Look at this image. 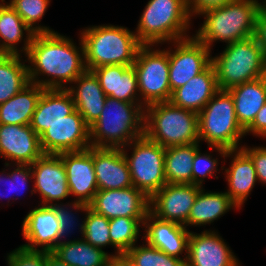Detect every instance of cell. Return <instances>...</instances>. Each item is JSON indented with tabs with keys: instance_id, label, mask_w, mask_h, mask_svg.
<instances>
[{
	"instance_id": "obj_44",
	"label": "cell",
	"mask_w": 266,
	"mask_h": 266,
	"mask_svg": "<svg viewBox=\"0 0 266 266\" xmlns=\"http://www.w3.org/2000/svg\"><path fill=\"white\" fill-rule=\"evenodd\" d=\"M254 37L266 55V6L262 5L256 17Z\"/></svg>"
},
{
	"instance_id": "obj_38",
	"label": "cell",
	"mask_w": 266,
	"mask_h": 266,
	"mask_svg": "<svg viewBox=\"0 0 266 266\" xmlns=\"http://www.w3.org/2000/svg\"><path fill=\"white\" fill-rule=\"evenodd\" d=\"M53 206L56 208L58 222L61 226V240L65 241V239L63 238H65V236L68 237L69 234L71 235V233H73V230H75V228L77 227H79L78 229H80L79 231H80V234L82 235L81 236L82 238L83 232H84V220L81 221V223H78L79 220L75 214H77L78 211L79 212L81 211L85 214L87 209L89 208V205L82 203V202L72 201V202H68L65 205L61 202ZM73 210L75 211L77 210V211L74 213Z\"/></svg>"
},
{
	"instance_id": "obj_43",
	"label": "cell",
	"mask_w": 266,
	"mask_h": 266,
	"mask_svg": "<svg viewBox=\"0 0 266 266\" xmlns=\"http://www.w3.org/2000/svg\"><path fill=\"white\" fill-rule=\"evenodd\" d=\"M233 0H185V4L191 17L200 16L203 12L219 8Z\"/></svg>"
},
{
	"instance_id": "obj_6",
	"label": "cell",
	"mask_w": 266,
	"mask_h": 266,
	"mask_svg": "<svg viewBox=\"0 0 266 266\" xmlns=\"http://www.w3.org/2000/svg\"><path fill=\"white\" fill-rule=\"evenodd\" d=\"M199 139L225 159L228 150L241 149L245 130L238 123L233 97L228 90H218L198 113Z\"/></svg>"
},
{
	"instance_id": "obj_39",
	"label": "cell",
	"mask_w": 266,
	"mask_h": 266,
	"mask_svg": "<svg viewBox=\"0 0 266 266\" xmlns=\"http://www.w3.org/2000/svg\"><path fill=\"white\" fill-rule=\"evenodd\" d=\"M12 166H13L12 168L14 169V170H12V172H11V169H10L9 172H6V173H5L6 170H4V169H3V171H1L2 174H0V183L3 182L5 184H0V185L9 186L10 187L9 190L10 191L12 190L13 193L18 195L22 191V189L23 190L24 189H26V190L29 189L28 188L29 187L28 186V182H32V181H30V180L33 179L32 171H31V164H21V165L20 164H16V165L12 164ZM15 166H16V168H15ZM3 194L4 193H0V200L3 198V196L6 195V194H4V195ZM1 195H2V197H1ZM11 196H10V198H11ZM6 197H7L8 203H9V201L11 199L8 198V196H6Z\"/></svg>"
},
{
	"instance_id": "obj_13",
	"label": "cell",
	"mask_w": 266,
	"mask_h": 266,
	"mask_svg": "<svg viewBox=\"0 0 266 266\" xmlns=\"http://www.w3.org/2000/svg\"><path fill=\"white\" fill-rule=\"evenodd\" d=\"M33 189L31 195L38 192L41 205H55L70 196L64 163L59 155L43 154L31 164Z\"/></svg>"
},
{
	"instance_id": "obj_47",
	"label": "cell",
	"mask_w": 266,
	"mask_h": 266,
	"mask_svg": "<svg viewBox=\"0 0 266 266\" xmlns=\"http://www.w3.org/2000/svg\"><path fill=\"white\" fill-rule=\"evenodd\" d=\"M105 266H126V259L123 256L112 257Z\"/></svg>"
},
{
	"instance_id": "obj_24",
	"label": "cell",
	"mask_w": 266,
	"mask_h": 266,
	"mask_svg": "<svg viewBox=\"0 0 266 266\" xmlns=\"http://www.w3.org/2000/svg\"><path fill=\"white\" fill-rule=\"evenodd\" d=\"M107 97L124 102L140 103L137 74L134 66L104 65L92 70Z\"/></svg>"
},
{
	"instance_id": "obj_7",
	"label": "cell",
	"mask_w": 266,
	"mask_h": 266,
	"mask_svg": "<svg viewBox=\"0 0 266 266\" xmlns=\"http://www.w3.org/2000/svg\"><path fill=\"white\" fill-rule=\"evenodd\" d=\"M144 134L164 148L200 142L198 113L170 101L145 107Z\"/></svg>"
},
{
	"instance_id": "obj_32",
	"label": "cell",
	"mask_w": 266,
	"mask_h": 266,
	"mask_svg": "<svg viewBox=\"0 0 266 266\" xmlns=\"http://www.w3.org/2000/svg\"><path fill=\"white\" fill-rule=\"evenodd\" d=\"M200 142L172 146L165 150L164 171L169 184H192V167Z\"/></svg>"
},
{
	"instance_id": "obj_36",
	"label": "cell",
	"mask_w": 266,
	"mask_h": 266,
	"mask_svg": "<svg viewBox=\"0 0 266 266\" xmlns=\"http://www.w3.org/2000/svg\"><path fill=\"white\" fill-rule=\"evenodd\" d=\"M51 0H10L9 4L22 18L33 33L55 32L47 26L38 24L41 22Z\"/></svg>"
},
{
	"instance_id": "obj_5",
	"label": "cell",
	"mask_w": 266,
	"mask_h": 266,
	"mask_svg": "<svg viewBox=\"0 0 266 266\" xmlns=\"http://www.w3.org/2000/svg\"><path fill=\"white\" fill-rule=\"evenodd\" d=\"M191 19L185 0H149L134 32L142 45H169L191 37Z\"/></svg>"
},
{
	"instance_id": "obj_34",
	"label": "cell",
	"mask_w": 266,
	"mask_h": 266,
	"mask_svg": "<svg viewBox=\"0 0 266 266\" xmlns=\"http://www.w3.org/2000/svg\"><path fill=\"white\" fill-rule=\"evenodd\" d=\"M145 218L118 217L109 220L111 244L116 249L113 257L123 256L130 248L136 245L140 227H143Z\"/></svg>"
},
{
	"instance_id": "obj_27",
	"label": "cell",
	"mask_w": 266,
	"mask_h": 266,
	"mask_svg": "<svg viewBox=\"0 0 266 266\" xmlns=\"http://www.w3.org/2000/svg\"><path fill=\"white\" fill-rule=\"evenodd\" d=\"M34 34L8 2L0 4V54L26 55ZM21 41L24 43L19 50Z\"/></svg>"
},
{
	"instance_id": "obj_16",
	"label": "cell",
	"mask_w": 266,
	"mask_h": 266,
	"mask_svg": "<svg viewBox=\"0 0 266 266\" xmlns=\"http://www.w3.org/2000/svg\"><path fill=\"white\" fill-rule=\"evenodd\" d=\"M201 188L193 184L167 183L150 198L149 211L161 220L185 225Z\"/></svg>"
},
{
	"instance_id": "obj_37",
	"label": "cell",
	"mask_w": 266,
	"mask_h": 266,
	"mask_svg": "<svg viewBox=\"0 0 266 266\" xmlns=\"http://www.w3.org/2000/svg\"><path fill=\"white\" fill-rule=\"evenodd\" d=\"M84 217L83 239L100 249H104L108 245L114 247L109 236V219L90 208L87 209Z\"/></svg>"
},
{
	"instance_id": "obj_20",
	"label": "cell",
	"mask_w": 266,
	"mask_h": 266,
	"mask_svg": "<svg viewBox=\"0 0 266 266\" xmlns=\"http://www.w3.org/2000/svg\"><path fill=\"white\" fill-rule=\"evenodd\" d=\"M142 229L145 232L143 239L148 245L170 256L180 258L179 255H182L183 251L187 256L188 237L191 232L189 228L173 221L161 220L149 211Z\"/></svg>"
},
{
	"instance_id": "obj_8",
	"label": "cell",
	"mask_w": 266,
	"mask_h": 266,
	"mask_svg": "<svg viewBox=\"0 0 266 266\" xmlns=\"http://www.w3.org/2000/svg\"><path fill=\"white\" fill-rule=\"evenodd\" d=\"M264 56L255 37L226 44L212 65L220 90H229L264 76Z\"/></svg>"
},
{
	"instance_id": "obj_48",
	"label": "cell",
	"mask_w": 266,
	"mask_h": 266,
	"mask_svg": "<svg viewBox=\"0 0 266 266\" xmlns=\"http://www.w3.org/2000/svg\"><path fill=\"white\" fill-rule=\"evenodd\" d=\"M264 56V60H265V62H264V78L266 79V55H263Z\"/></svg>"
},
{
	"instance_id": "obj_40",
	"label": "cell",
	"mask_w": 266,
	"mask_h": 266,
	"mask_svg": "<svg viewBox=\"0 0 266 266\" xmlns=\"http://www.w3.org/2000/svg\"><path fill=\"white\" fill-rule=\"evenodd\" d=\"M192 167V184L203 188L206 177H213L218 170V158H213L211 153H201L200 149L195 153Z\"/></svg>"
},
{
	"instance_id": "obj_12",
	"label": "cell",
	"mask_w": 266,
	"mask_h": 266,
	"mask_svg": "<svg viewBox=\"0 0 266 266\" xmlns=\"http://www.w3.org/2000/svg\"><path fill=\"white\" fill-rule=\"evenodd\" d=\"M44 154L82 151L91 146L90 127L75 109L70 115L52 124L40 136Z\"/></svg>"
},
{
	"instance_id": "obj_49",
	"label": "cell",
	"mask_w": 266,
	"mask_h": 266,
	"mask_svg": "<svg viewBox=\"0 0 266 266\" xmlns=\"http://www.w3.org/2000/svg\"><path fill=\"white\" fill-rule=\"evenodd\" d=\"M126 266H132V265L126 260Z\"/></svg>"
},
{
	"instance_id": "obj_1",
	"label": "cell",
	"mask_w": 266,
	"mask_h": 266,
	"mask_svg": "<svg viewBox=\"0 0 266 266\" xmlns=\"http://www.w3.org/2000/svg\"><path fill=\"white\" fill-rule=\"evenodd\" d=\"M75 44L72 38L57 31L35 33L25 55L26 62L31 64L27 65L30 82L45 89H66V84L70 86L87 70L81 37L80 47Z\"/></svg>"
},
{
	"instance_id": "obj_25",
	"label": "cell",
	"mask_w": 266,
	"mask_h": 266,
	"mask_svg": "<svg viewBox=\"0 0 266 266\" xmlns=\"http://www.w3.org/2000/svg\"><path fill=\"white\" fill-rule=\"evenodd\" d=\"M75 109L73 98L67 89H44L32 115L30 127L40 136Z\"/></svg>"
},
{
	"instance_id": "obj_2",
	"label": "cell",
	"mask_w": 266,
	"mask_h": 266,
	"mask_svg": "<svg viewBox=\"0 0 266 266\" xmlns=\"http://www.w3.org/2000/svg\"><path fill=\"white\" fill-rule=\"evenodd\" d=\"M263 2L258 0H233L226 5L207 10L198 31L193 35L210 50L217 41L226 44L254 36L256 17Z\"/></svg>"
},
{
	"instance_id": "obj_33",
	"label": "cell",
	"mask_w": 266,
	"mask_h": 266,
	"mask_svg": "<svg viewBox=\"0 0 266 266\" xmlns=\"http://www.w3.org/2000/svg\"><path fill=\"white\" fill-rule=\"evenodd\" d=\"M21 58V55L0 54V104L30 83L26 59Z\"/></svg>"
},
{
	"instance_id": "obj_29",
	"label": "cell",
	"mask_w": 266,
	"mask_h": 266,
	"mask_svg": "<svg viewBox=\"0 0 266 266\" xmlns=\"http://www.w3.org/2000/svg\"><path fill=\"white\" fill-rule=\"evenodd\" d=\"M201 188L190 210L186 228L205 226L221 218L229 210L238 209L225 192L207 191Z\"/></svg>"
},
{
	"instance_id": "obj_26",
	"label": "cell",
	"mask_w": 266,
	"mask_h": 266,
	"mask_svg": "<svg viewBox=\"0 0 266 266\" xmlns=\"http://www.w3.org/2000/svg\"><path fill=\"white\" fill-rule=\"evenodd\" d=\"M219 90L216 73L211 64L172 92L170 102L178 107L199 113Z\"/></svg>"
},
{
	"instance_id": "obj_42",
	"label": "cell",
	"mask_w": 266,
	"mask_h": 266,
	"mask_svg": "<svg viewBox=\"0 0 266 266\" xmlns=\"http://www.w3.org/2000/svg\"><path fill=\"white\" fill-rule=\"evenodd\" d=\"M241 149L251 158L254 163L258 182L266 184V147H247L241 145Z\"/></svg>"
},
{
	"instance_id": "obj_10",
	"label": "cell",
	"mask_w": 266,
	"mask_h": 266,
	"mask_svg": "<svg viewBox=\"0 0 266 266\" xmlns=\"http://www.w3.org/2000/svg\"><path fill=\"white\" fill-rule=\"evenodd\" d=\"M158 45H141L133 66L137 74L140 104L167 102L171 98L169 84V50L155 49Z\"/></svg>"
},
{
	"instance_id": "obj_30",
	"label": "cell",
	"mask_w": 266,
	"mask_h": 266,
	"mask_svg": "<svg viewBox=\"0 0 266 266\" xmlns=\"http://www.w3.org/2000/svg\"><path fill=\"white\" fill-rule=\"evenodd\" d=\"M44 89L30 82L15 96L0 104V124L30 125L32 115Z\"/></svg>"
},
{
	"instance_id": "obj_22",
	"label": "cell",
	"mask_w": 266,
	"mask_h": 266,
	"mask_svg": "<svg viewBox=\"0 0 266 266\" xmlns=\"http://www.w3.org/2000/svg\"><path fill=\"white\" fill-rule=\"evenodd\" d=\"M224 157L232 158L229 168L221 167L225 170V179L229 188L226 194L239 210L258 181L254 163L242 149L228 150Z\"/></svg>"
},
{
	"instance_id": "obj_41",
	"label": "cell",
	"mask_w": 266,
	"mask_h": 266,
	"mask_svg": "<svg viewBox=\"0 0 266 266\" xmlns=\"http://www.w3.org/2000/svg\"><path fill=\"white\" fill-rule=\"evenodd\" d=\"M7 254L8 266H46V251L28 250L19 246Z\"/></svg>"
},
{
	"instance_id": "obj_21",
	"label": "cell",
	"mask_w": 266,
	"mask_h": 266,
	"mask_svg": "<svg viewBox=\"0 0 266 266\" xmlns=\"http://www.w3.org/2000/svg\"><path fill=\"white\" fill-rule=\"evenodd\" d=\"M93 164L98 190L133 186L128 163L121 148L93 147Z\"/></svg>"
},
{
	"instance_id": "obj_17",
	"label": "cell",
	"mask_w": 266,
	"mask_h": 266,
	"mask_svg": "<svg viewBox=\"0 0 266 266\" xmlns=\"http://www.w3.org/2000/svg\"><path fill=\"white\" fill-rule=\"evenodd\" d=\"M186 266H241L239 259L215 230L190 232Z\"/></svg>"
},
{
	"instance_id": "obj_28",
	"label": "cell",
	"mask_w": 266,
	"mask_h": 266,
	"mask_svg": "<svg viewBox=\"0 0 266 266\" xmlns=\"http://www.w3.org/2000/svg\"><path fill=\"white\" fill-rule=\"evenodd\" d=\"M228 91L233 97L237 121L245 130L266 103V79L244 82Z\"/></svg>"
},
{
	"instance_id": "obj_11",
	"label": "cell",
	"mask_w": 266,
	"mask_h": 266,
	"mask_svg": "<svg viewBox=\"0 0 266 266\" xmlns=\"http://www.w3.org/2000/svg\"><path fill=\"white\" fill-rule=\"evenodd\" d=\"M171 45L174 46V50L171 47L168 49L169 84L172 93L212 64V52L193 35L186 39L173 41Z\"/></svg>"
},
{
	"instance_id": "obj_35",
	"label": "cell",
	"mask_w": 266,
	"mask_h": 266,
	"mask_svg": "<svg viewBox=\"0 0 266 266\" xmlns=\"http://www.w3.org/2000/svg\"><path fill=\"white\" fill-rule=\"evenodd\" d=\"M123 257L132 266H186L187 256L178 258L164 253L158 248L145 245H135Z\"/></svg>"
},
{
	"instance_id": "obj_18",
	"label": "cell",
	"mask_w": 266,
	"mask_h": 266,
	"mask_svg": "<svg viewBox=\"0 0 266 266\" xmlns=\"http://www.w3.org/2000/svg\"><path fill=\"white\" fill-rule=\"evenodd\" d=\"M67 175L70 195L74 201L90 204L98 191L97 179L93 164V146L82 151L58 154Z\"/></svg>"
},
{
	"instance_id": "obj_50",
	"label": "cell",
	"mask_w": 266,
	"mask_h": 266,
	"mask_svg": "<svg viewBox=\"0 0 266 266\" xmlns=\"http://www.w3.org/2000/svg\"><path fill=\"white\" fill-rule=\"evenodd\" d=\"M262 2H263V5L266 6V0H263Z\"/></svg>"
},
{
	"instance_id": "obj_15",
	"label": "cell",
	"mask_w": 266,
	"mask_h": 266,
	"mask_svg": "<svg viewBox=\"0 0 266 266\" xmlns=\"http://www.w3.org/2000/svg\"><path fill=\"white\" fill-rule=\"evenodd\" d=\"M39 205L23 219L22 235L27 242L20 246L28 250L52 252L62 241L57 211L54 206Z\"/></svg>"
},
{
	"instance_id": "obj_9",
	"label": "cell",
	"mask_w": 266,
	"mask_h": 266,
	"mask_svg": "<svg viewBox=\"0 0 266 266\" xmlns=\"http://www.w3.org/2000/svg\"><path fill=\"white\" fill-rule=\"evenodd\" d=\"M128 148H132L131 156L127 153ZM121 150L128 163L133 186L148 198L167 184L164 171L166 148L144 134Z\"/></svg>"
},
{
	"instance_id": "obj_45",
	"label": "cell",
	"mask_w": 266,
	"mask_h": 266,
	"mask_svg": "<svg viewBox=\"0 0 266 266\" xmlns=\"http://www.w3.org/2000/svg\"><path fill=\"white\" fill-rule=\"evenodd\" d=\"M248 133L256 137L266 138V103L257 113L253 122L245 129V134Z\"/></svg>"
},
{
	"instance_id": "obj_14",
	"label": "cell",
	"mask_w": 266,
	"mask_h": 266,
	"mask_svg": "<svg viewBox=\"0 0 266 266\" xmlns=\"http://www.w3.org/2000/svg\"><path fill=\"white\" fill-rule=\"evenodd\" d=\"M148 198L134 186L124 189L98 190L89 208L109 220L118 217L145 218L149 212Z\"/></svg>"
},
{
	"instance_id": "obj_3",
	"label": "cell",
	"mask_w": 266,
	"mask_h": 266,
	"mask_svg": "<svg viewBox=\"0 0 266 266\" xmlns=\"http://www.w3.org/2000/svg\"><path fill=\"white\" fill-rule=\"evenodd\" d=\"M87 70L104 65L132 66L142 45L127 27L101 24L80 31Z\"/></svg>"
},
{
	"instance_id": "obj_46",
	"label": "cell",
	"mask_w": 266,
	"mask_h": 266,
	"mask_svg": "<svg viewBox=\"0 0 266 266\" xmlns=\"http://www.w3.org/2000/svg\"><path fill=\"white\" fill-rule=\"evenodd\" d=\"M46 266H69L57 257L53 252L46 251Z\"/></svg>"
},
{
	"instance_id": "obj_4",
	"label": "cell",
	"mask_w": 266,
	"mask_h": 266,
	"mask_svg": "<svg viewBox=\"0 0 266 266\" xmlns=\"http://www.w3.org/2000/svg\"><path fill=\"white\" fill-rule=\"evenodd\" d=\"M145 108L140 103L107 97L100 117L90 127L93 147L122 148L144 135Z\"/></svg>"
},
{
	"instance_id": "obj_19",
	"label": "cell",
	"mask_w": 266,
	"mask_h": 266,
	"mask_svg": "<svg viewBox=\"0 0 266 266\" xmlns=\"http://www.w3.org/2000/svg\"><path fill=\"white\" fill-rule=\"evenodd\" d=\"M40 137L30 125L0 124V156L12 164H32L43 155ZM13 162V163H12Z\"/></svg>"
},
{
	"instance_id": "obj_23",
	"label": "cell",
	"mask_w": 266,
	"mask_h": 266,
	"mask_svg": "<svg viewBox=\"0 0 266 266\" xmlns=\"http://www.w3.org/2000/svg\"><path fill=\"white\" fill-rule=\"evenodd\" d=\"M72 84L66 89L73 98L76 110L91 127L100 117L107 96L97 76L91 70H86Z\"/></svg>"
},
{
	"instance_id": "obj_31",
	"label": "cell",
	"mask_w": 266,
	"mask_h": 266,
	"mask_svg": "<svg viewBox=\"0 0 266 266\" xmlns=\"http://www.w3.org/2000/svg\"><path fill=\"white\" fill-rule=\"evenodd\" d=\"M68 240L61 241L52 252L69 266H105L113 257V253L108 254L83 238Z\"/></svg>"
}]
</instances>
